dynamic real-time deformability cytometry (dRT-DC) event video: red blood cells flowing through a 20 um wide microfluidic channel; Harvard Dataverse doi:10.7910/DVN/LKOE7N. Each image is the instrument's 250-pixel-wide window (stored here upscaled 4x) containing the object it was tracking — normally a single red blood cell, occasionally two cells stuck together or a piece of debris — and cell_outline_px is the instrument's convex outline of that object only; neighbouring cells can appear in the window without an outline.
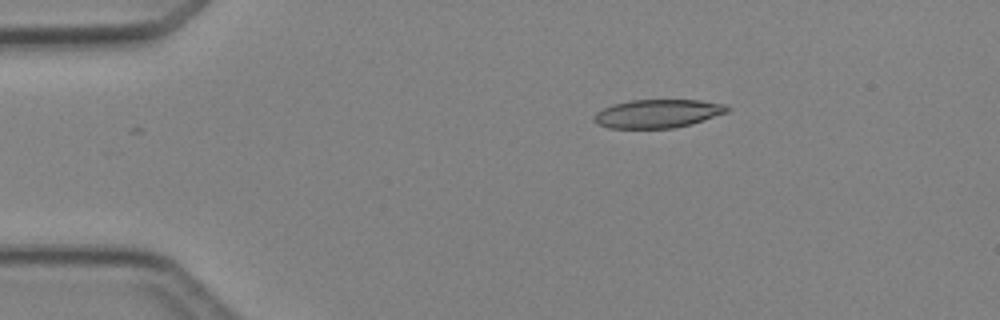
{"species": "Egyptian fruit bat (a non-hibernating species)", "species_latin": "Rousettus aegyptiacus", "temperature_condition": "cold", "stored_images_in_passage": 4, "camera_frame_rate_fps": 3000, "um_per_image_px": 0.085, "animal": {"sex": "female"}, "frame": {"image": 1, "passage_image": 2, "time_ms": 2.0, "image_size_px": [1000, 320], "cell_outline_px": [[728, 112], [692, 124], [672, 128], [608, 128], [596, 124], [592, 120], [592, 116], [596, 112], [612, 104], [628, 100], [700, 100], [724, 104], [728, 108]], "centroid_in_image_um": [55.85, 9.66], "position_along_channel_um": 29.2, "area_um2": 22.2}}